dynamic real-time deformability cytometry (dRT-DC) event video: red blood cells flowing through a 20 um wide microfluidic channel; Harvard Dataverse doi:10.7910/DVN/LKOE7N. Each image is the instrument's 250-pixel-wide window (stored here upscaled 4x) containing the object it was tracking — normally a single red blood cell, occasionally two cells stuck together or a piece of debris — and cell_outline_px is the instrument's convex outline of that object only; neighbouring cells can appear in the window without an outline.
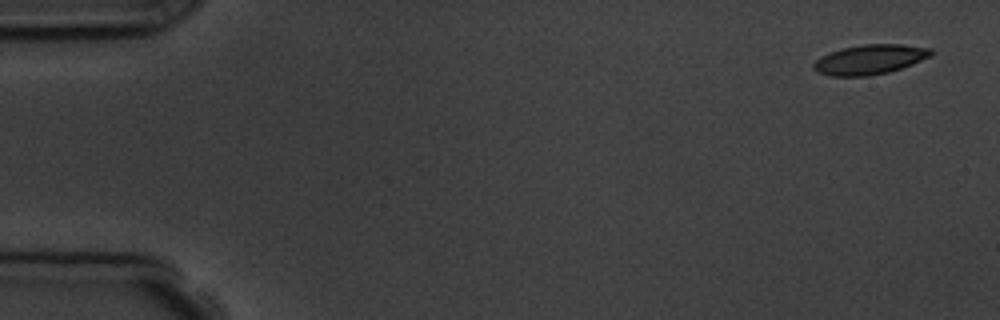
{"species": "common noctule bat (a hibernating species)", "species_latin": "Nyctalus noctula", "temperature_condition": "room temperature", "stored_images_in_passage": 4, "camera_frame_rate_fps": 3000, "um_per_image_px": 0.085, "animal": {"sex": "male", "body_mass_g": 19.5, "forearm_length_mm": 54.6}, "frame": {"image": 1, "passage_image": 1, "time_ms": 0.0, "image_size_px": [1000, 320], "cell_outline_px": [[932, 56], [912, 64], [888, 72], [868, 76], [828, 76], [816, 72], [812, 68], [812, 64], [820, 56], [844, 48], [864, 44], [900, 44], [932, 48]], "centroid_in_image_um": [73.92, 5.06], "position_along_channel_um": 11.1, "area_um2": 20.35}}